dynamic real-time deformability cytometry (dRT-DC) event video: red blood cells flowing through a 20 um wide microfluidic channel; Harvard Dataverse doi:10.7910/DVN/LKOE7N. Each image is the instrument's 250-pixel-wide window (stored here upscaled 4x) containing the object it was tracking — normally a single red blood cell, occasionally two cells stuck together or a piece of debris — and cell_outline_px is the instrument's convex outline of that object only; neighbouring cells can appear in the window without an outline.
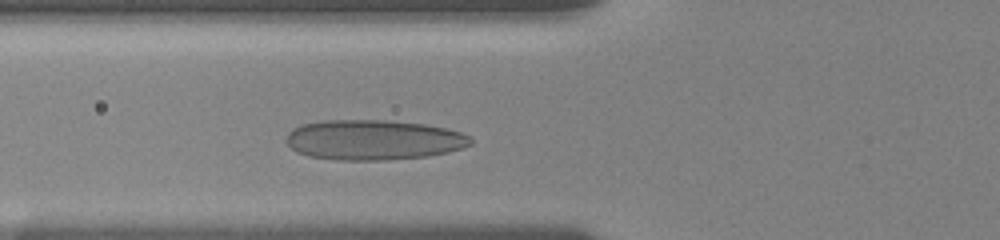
{"species": "human", "species_latin": "Homo sapiens", "temperature_condition": "room temperature", "stored_images_in_passage": 32, "camera_frame_rate_fps": 3000, "um_per_image_px": 0.085, "donor": {"sex": "female"}, "frame": {"image": 1, "passage_image": 10, "time_ms": 3.333, "image_size_px": [1000, 240], "cell_outline_px": [[472, 144], [464, 148], [448, 152], [428, 156], [388, 160], [336, 160], [308, 156], [296, 152], [284, 140], [288, 132], [292, 128], [300, 124], [324, 120], [384, 120], [424, 124], [444, 128], [460, 132], [468, 136], [472, 140]], "centroid_in_image_um": [31.71, 11.89], "position_along_channel_um": 94.1, "area_um2": 43.41}}
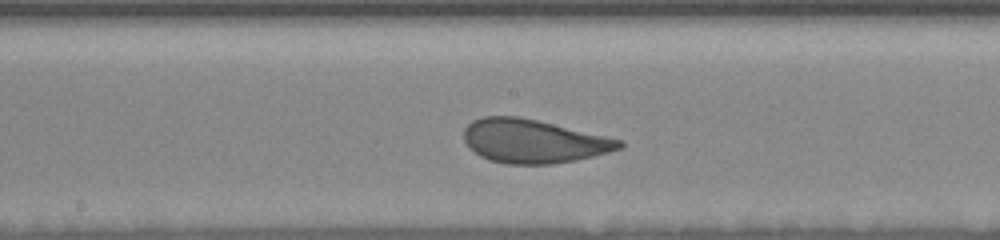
{"frame": {"image": 2, "passage_image": 18, "time_ms": 6.333, "image_size_px": [1000, 240], "cell_outline_px": [[624, 148], [576, 160], [552, 164], [508, 164], [492, 160], [480, 156], [464, 140], [464, 128], [472, 120], [484, 116], [516, 116], [536, 120], [624, 140]], "centroid_in_image_um": [45.36, 12.0], "position_along_channel_um": 202.8, "area_um2": 39.25}}
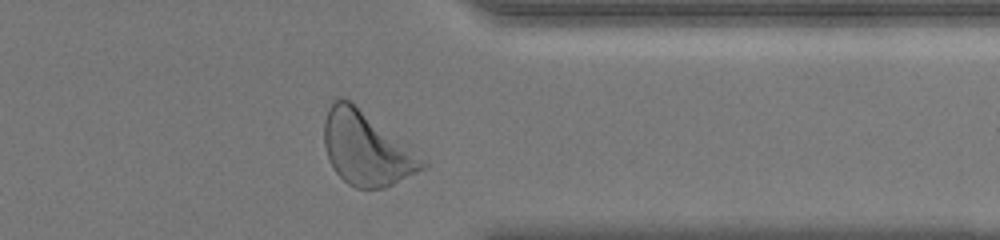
{"frame": {"image": 3, "passage_image": 30, "time_ms": 11.333, "image_size_px": [1000, 240], "cell_outline_px": [[428, 168], [384, 188], [356, 188], [348, 184], [336, 172], [328, 160], [324, 144], [324, 120], [328, 108], [332, 100], [336, 96], [340, 96], [352, 100], [408, 140], [428, 164]], "centroid_in_image_um": [31.2, 12.55], "position_along_channel_um": 380.2, "area_um2": 43.87}, "authors_computed_cell_mechanics": {"area_um2": 39.882, "velocity_mm_per_s": 3.6199, "shape_relaxation_time_tau1_ms": 3.8372, "shape_relaxation_time_tau2_ms": 0.8325, "deformation_change_tau1": 0.1309, "deformation_change_tau2": 0.0807}}